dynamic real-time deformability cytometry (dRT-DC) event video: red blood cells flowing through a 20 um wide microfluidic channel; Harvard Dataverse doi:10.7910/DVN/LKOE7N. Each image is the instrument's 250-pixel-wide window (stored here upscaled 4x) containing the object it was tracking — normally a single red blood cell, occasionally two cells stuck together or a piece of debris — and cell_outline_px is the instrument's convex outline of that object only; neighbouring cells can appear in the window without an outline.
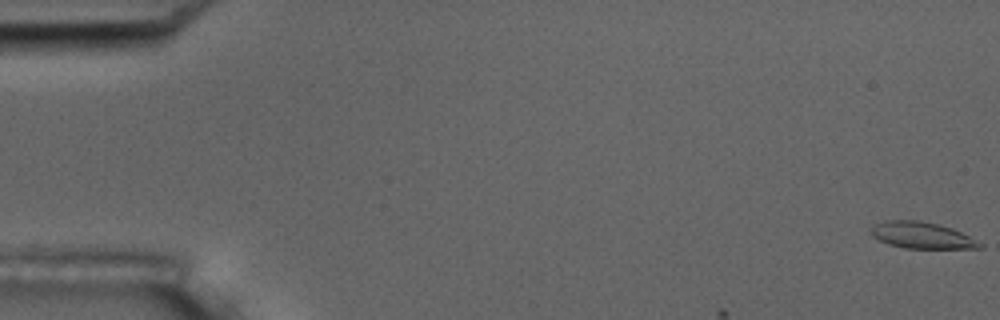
{"species": "common noctule bat (a hibernating species)", "species_latin": "Nyctalus noctula", "temperature_condition": "room temperature", "stored_images_in_passage": 4, "camera_frame_rate_fps": 3000, "um_per_image_px": 0.085, "animal": {"sex": "male", "body_mass_g": 17.5, "forearm_length_mm": 52.3}, "frame": {"image": 1, "passage_image": 1, "time_ms": 0.0, "image_size_px": [1000, 320], "cell_outline_px": [[984, 248], [904, 248], [888, 244], [872, 236], [872, 228], [876, 224], [884, 220], [920, 220], [952, 228], [984, 244]], "centroid_in_image_um": [78.36, 20.0], "position_along_channel_um": 6.6, "area_um2": 16.59}}